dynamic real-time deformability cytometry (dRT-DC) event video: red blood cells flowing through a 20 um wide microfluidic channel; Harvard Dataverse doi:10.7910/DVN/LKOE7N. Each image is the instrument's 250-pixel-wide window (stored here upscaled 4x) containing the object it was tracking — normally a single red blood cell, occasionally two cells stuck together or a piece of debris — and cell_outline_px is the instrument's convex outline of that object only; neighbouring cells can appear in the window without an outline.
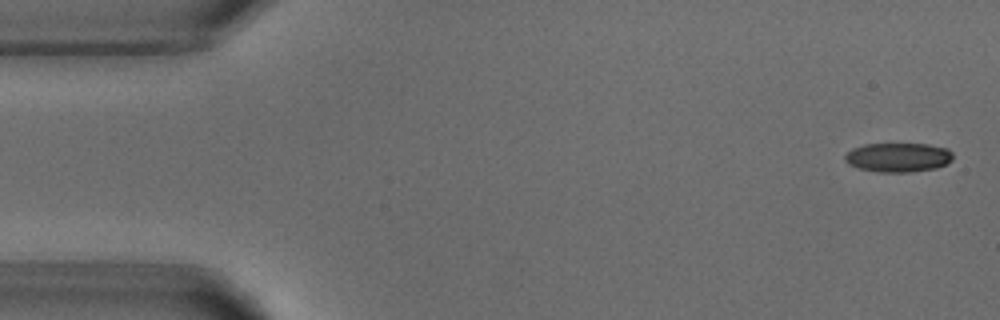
{"species": "common noctule bat (a hibernating species)", "species_latin": "Nyctalus noctula", "temperature_condition": "warm", "stored_images_in_passage": 5, "camera_frame_rate_fps": 3000, "um_per_image_px": 0.085, "animal": {"sex": "male", "body_mass_g": 18.8}, "frame": {"image": 1, "passage_image": 1, "time_ms": 0.0, "image_size_px": [1000, 320], "cell_outline_px": [[952, 160], [936, 168], [908, 172], [880, 172], [860, 168], [848, 164], [844, 160], [844, 156], [852, 148], [864, 144], [928, 144], [948, 148], [952, 152]], "centroid_in_image_um": [76.34, 13.37], "position_along_channel_um": 8.7, "area_um2": 18.32}}
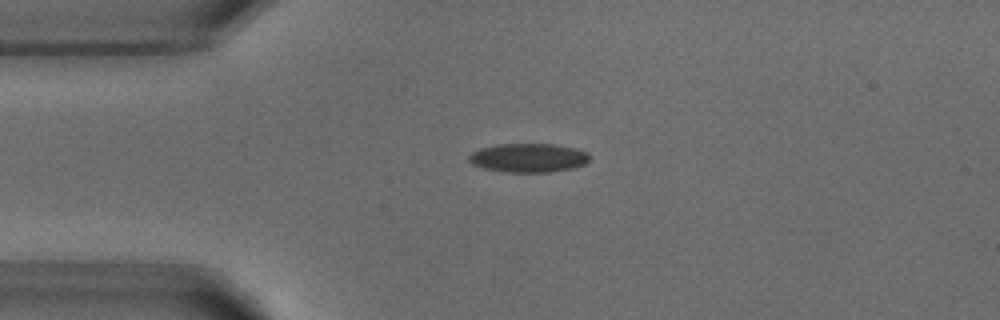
{"frame": {"image": 2, "passage_image": 3, "time_ms": 3.333, "image_size_px": [1000, 320], "cell_outline_px": [[588, 160], [584, 164], [572, 168], [548, 172], [504, 172], [484, 168], [472, 164], [468, 160], [468, 156], [472, 152], [480, 148], [500, 144], [556, 144], [576, 148], [588, 152]], "centroid_in_image_um": [44.9, 13.41], "position_along_channel_um": 40.1, "area_um2": 20.29}}
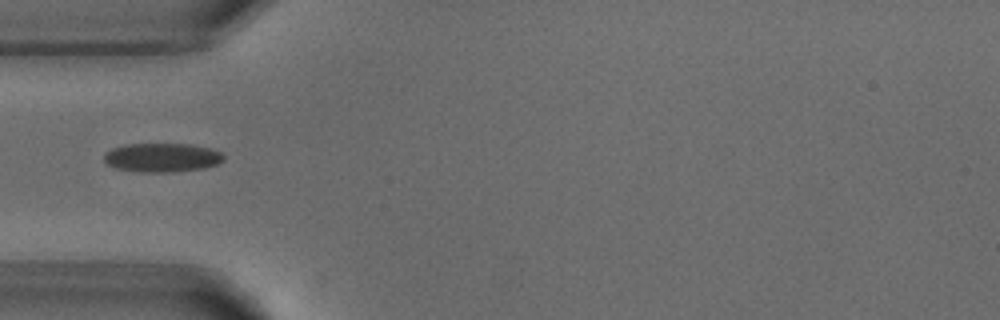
{"frame": {"image": 3, "passage_image": 4, "time_ms": 4.667, "image_size_px": [1000, 320], "cell_outline_px": [[224, 160], [220, 164], [204, 168], [172, 172], [140, 172], [116, 168], [104, 164], [104, 152], [112, 148], [128, 144], [192, 144], [212, 148], [220, 152], [224, 156]], "centroid_in_image_um": [13.78, 13.39], "position_along_channel_um": 71.2, "area_um2": 20.46}}